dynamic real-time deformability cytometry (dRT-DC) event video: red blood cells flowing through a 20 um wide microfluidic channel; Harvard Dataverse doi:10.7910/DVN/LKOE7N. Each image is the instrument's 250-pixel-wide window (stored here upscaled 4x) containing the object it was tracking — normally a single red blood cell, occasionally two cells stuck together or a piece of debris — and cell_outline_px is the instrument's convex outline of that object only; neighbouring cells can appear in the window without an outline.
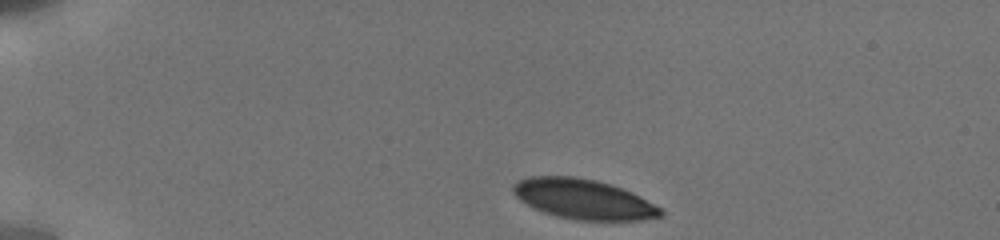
{"species": "human", "species_latin": "Homo sapiens", "temperature_condition": "cold", "stored_images_in_passage": 59, "camera_frame_rate_fps": 3000, "um_per_image_px": 0.085, "donor": {"sex": "male"}, "frame": {"image": 1, "passage_image": 1, "time_ms": 0.0, "image_size_px": [1000, 240], "cell_outline_px": [[664, 216], [644, 220], [576, 220], [556, 216], [532, 208], [520, 200], [512, 192], [512, 184], [516, 180], [528, 176], [576, 176], [596, 180], [612, 184], [632, 192], [640, 196], [660, 208], [664, 212]], "centroid_in_image_um": [49.57, 16.92], "position_along_channel_um": 35.4, "area_um2": 34.74}}
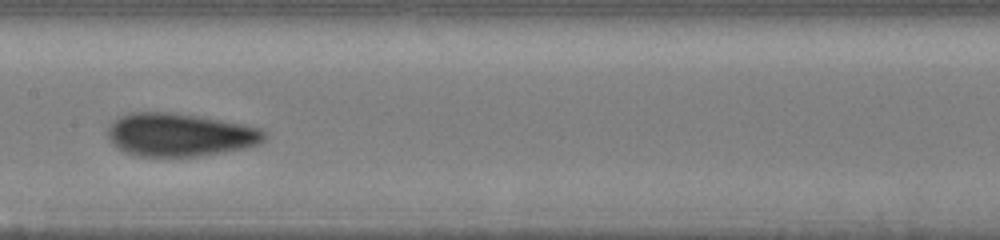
{"frame": {"image": 2, "passage_image": 25, "time_ms": 6.0, "image_size_px": [1000, 240], "cell_outline_px": [[268, 136], [260, 144], [244, 148], [224, 152], [200, 156], [140, 156], [124, 152], [112, 144], [108, 140], [108, 128], [112, 120], [128, 112], [176, 112], [200, 116], [244, 124], [260, 128], [268, 132]], "centroid_in_image_um": [15.29, 11.44], "position_along_channel_um": 192.1, "area_um2": 39.88}}
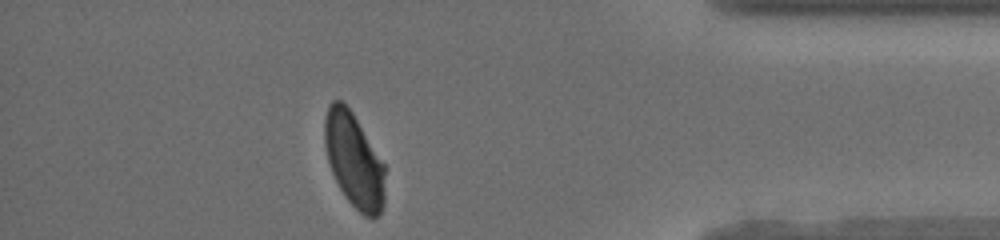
{"frame": {"image": 3, "passage_image": 50, "time_ms": 12.333, "image_size_px": [1000, 240], "cell_outline_px": [[384, 204], [380, 212], [372, 220], [364, 216], [348, 200], [340, 188], [332, 172], [328, 160], [324, 144], [324, 120], [328, 104], [332, 100], [340, 100], [352, 112], [384, 164]], "centroid_in_image_um": [30.07, 13.62], "position_along_channel_um": 405.1, "area_um2": 32.89}, "authors_computed_cell_mechanics": {"area_um2": 37.2232, "velocity_mm_per_s": 3.8193, "shape_relaxation_time_tau1_ms": 4.9732, "shape_relaxation_time_tau2_ms": 1.5472, "deformation_change_tau1": 0.1215, "deformation_change_tau2": 0.0483}}